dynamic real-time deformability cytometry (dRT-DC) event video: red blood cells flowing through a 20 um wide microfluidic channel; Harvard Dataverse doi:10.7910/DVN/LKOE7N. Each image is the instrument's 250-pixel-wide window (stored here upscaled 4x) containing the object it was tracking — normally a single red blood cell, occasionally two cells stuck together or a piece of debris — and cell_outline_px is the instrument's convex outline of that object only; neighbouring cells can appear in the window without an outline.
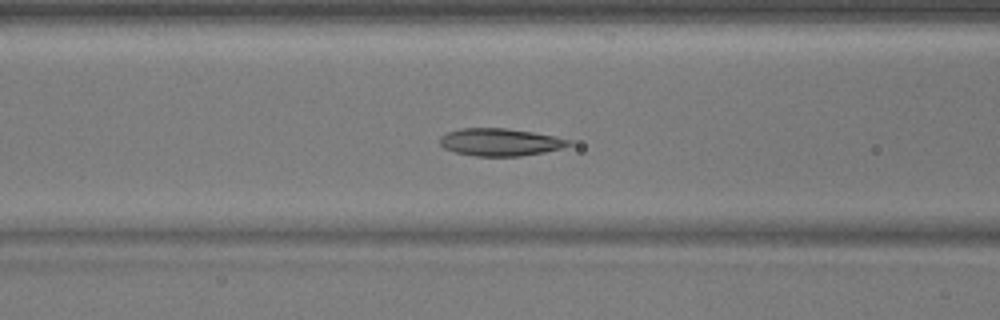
{"species": "common noctule bat (a hibernating species)", "species_latin": "Nyctalus noctula", "temperature_condition": "warm", "stored_images_in_passage": 51, "camera_frame_rate_fps": 3000, "um_per_image_px": 0.085, "animal": {"sex": "male", "body_mass_g": 17.9}, "frame": {"image": 1, "passage_image": 21, "time_ms": 6.667, "image_size_px": [1000, 320], "cell_outline_px": [[572, 144], [560, 148], [544, 152], [520, 156], [476, 156], [456, 152], [444, 148], [440, 144], [440, 136], [448, 132], [460, 128], [508, 128], [532, 132], [572, 140]], "centroid_in_image_um": [42.5, 12.07], "position_along_channel_um": 124.1, "area_um2": 20.52}}
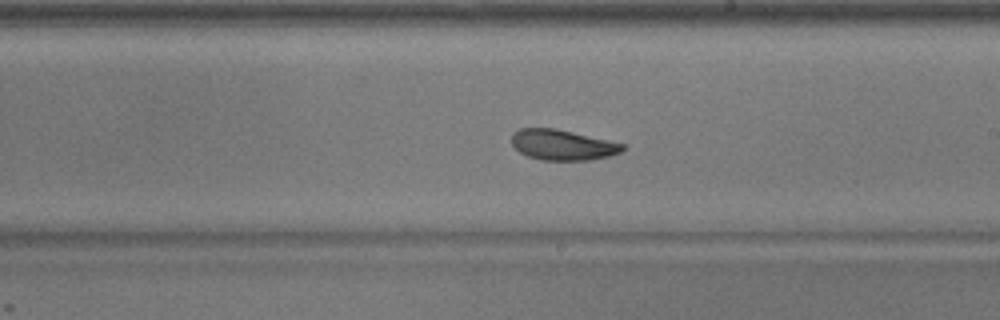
{"frame": {"image": 2, "passage_image": 30, "time_ms": 9.667, "image_size_px": [1000, 320], "cell_outline_px": [[624, 148], [620, 152], [608, 156], [588, 160], [540, 160], [528, 156], [520, 152], [512, 144], [512, 132], [520, 128], [556, 128], [608, 140], [624, 144]], "centroid_in_image_um": [47.78, 12.31], "position_along_channel_um": 241.2, "area_um2": 19.59}}
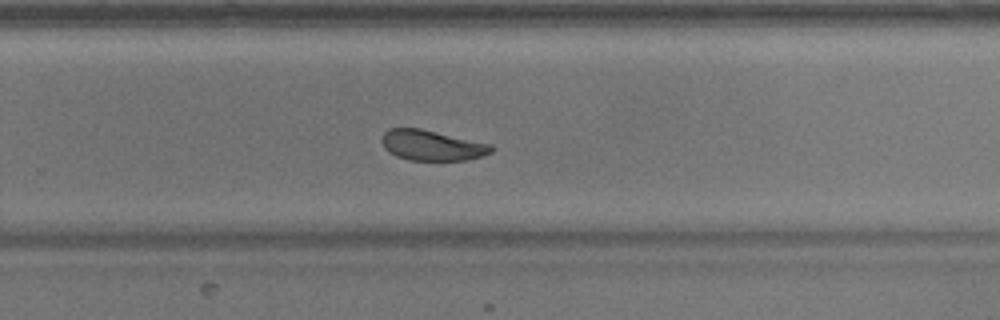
{"frame": {"image": 3, "passage_image": 34, "time_ms": 11.0, "image_size_px": [1000, 320], "cell_outline_px": [[496, 148], [492, 152], [468, 160], [408, 160], [396, 156], [388, 152], [384, 148], [380, 140], [384, 132], [388, 128], [420, 128], [492, 144]], "centroid_in_image_um": [36.7, 12.35], "position_along_channel_um": 293.1, "area_um2": 19.59}}